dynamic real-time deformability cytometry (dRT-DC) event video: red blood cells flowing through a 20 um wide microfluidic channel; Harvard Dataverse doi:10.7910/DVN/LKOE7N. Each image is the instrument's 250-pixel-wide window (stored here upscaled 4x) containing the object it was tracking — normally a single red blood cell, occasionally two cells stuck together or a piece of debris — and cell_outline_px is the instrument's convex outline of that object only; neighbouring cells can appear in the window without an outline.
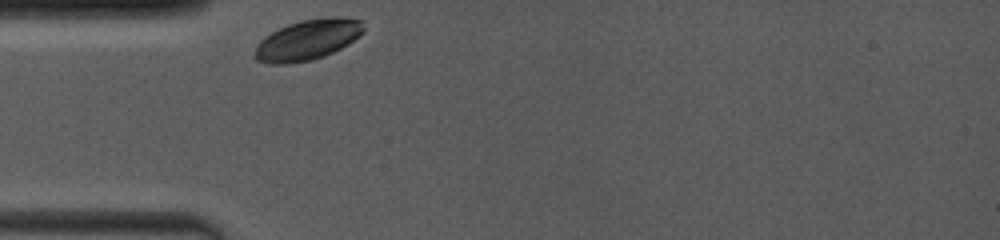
{"species": "common noctule bat (a hibernating species)", "species_latin": "Nyctalus noctula", "temperature_condition": "room temperature", "stored_images_in_passage": 1, "camera_frame_rate_fps": 4000, "um_per_image_px": 0.085, "animal": {"sex": "female", "body_mass_g": 19.0, "forearm_length_mm": 53.3}, "frame": {"image": 1, "passage_image": 1, "time_ms": 0.0, "image_size_px": [1000, 240], "cell_outline_px": [[364, 32], [348, 44], [324, 56], [312, 60], [288, 64], [272, 64], [256, 60], [252, 56], [256, 44], [264, 36], [288, 24], [300, 20], [328, 16], [340, 16], [360, 20], [364, 28]], "centroid_in_image_um": [26.12, 3.38], "position_along_channel_um": 58.9, "area_um2": 25.89}}